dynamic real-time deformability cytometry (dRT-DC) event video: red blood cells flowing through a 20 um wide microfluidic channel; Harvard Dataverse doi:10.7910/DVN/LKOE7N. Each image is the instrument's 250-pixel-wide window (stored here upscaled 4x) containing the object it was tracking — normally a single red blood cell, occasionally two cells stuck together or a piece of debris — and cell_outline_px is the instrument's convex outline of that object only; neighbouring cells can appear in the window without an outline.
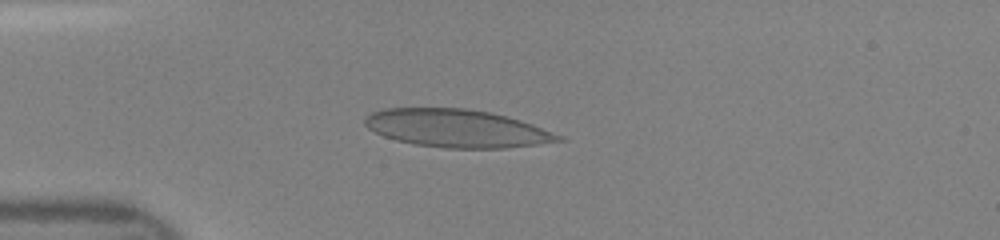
{"species": "human", "species_latin": "Homo sapiens", "temperature_condition": "room temperature", "stored_images_in_passage": 39, "camera_frame_rate_fps": 3000, "um_per_image_px": 0.085, "donor": {"sex": "female"}, "frame": {"image": 1, "passage_image": 12, "time_ms": 3.667, "image_size_px": [1000, 240], "cell_outline_px": [[568, 140], [504, 148], [444, 148], [412, 144], [396, 140], [384, 136], [368, 128], [364, 124], [364, 120], [372, 112], [384, 108], [464, 108], [492, 112], [520, 120], [532, 124], [564, 136]], "centroid_in_image_um": [38.84, 10.91], "position_along_channel_um": 46.2, "area_um2": 42.77}}
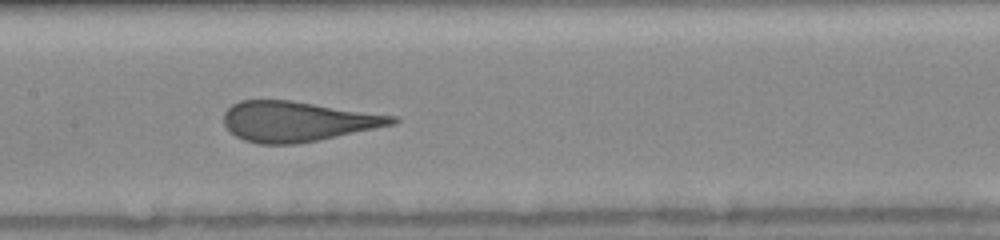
{"frame": {"image": 2, "passage_image": 23, "time_ms": 7.333, "image_size_px": [1000, 240], "cell_outline_px": [[400, 120], [396, 124], [296, 144], [260, 144], [244, 140], [236, 136], [224, 124], [224, 112], [232, 104], [240, 100], [292, 100], [396, 116]], "centroid_in_image_um": [25.28, 10.31], "position_along_channel_um": 182.1, "area_um2": 39.19}}
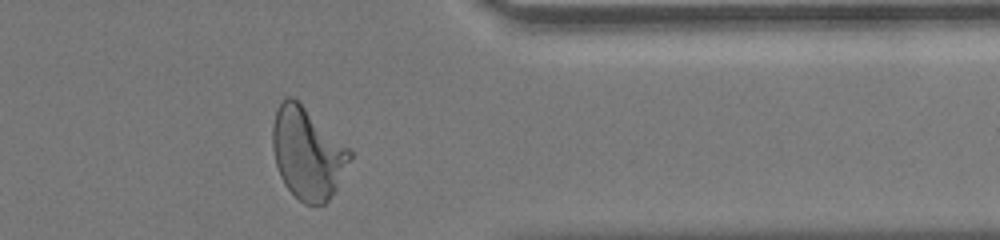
{"frame": {"image": 3, "passage_image": 38, "time_ms": 12.333, "image_size_px": [1000, 240], "cell_outline_px": [[352, 156], [336, 188], [328, 200], [324, 204], [304, 204], [284, 184], [280, 176], [276, 164], [272, 148], [272, 124], [276, 108], [288, 96], [292, 96], [348, 148], [352, 152]], "centroid_in_image_um": [26.1, 13.04], "position_along_channel_um": 385.3, "area_um2": 40.4}}